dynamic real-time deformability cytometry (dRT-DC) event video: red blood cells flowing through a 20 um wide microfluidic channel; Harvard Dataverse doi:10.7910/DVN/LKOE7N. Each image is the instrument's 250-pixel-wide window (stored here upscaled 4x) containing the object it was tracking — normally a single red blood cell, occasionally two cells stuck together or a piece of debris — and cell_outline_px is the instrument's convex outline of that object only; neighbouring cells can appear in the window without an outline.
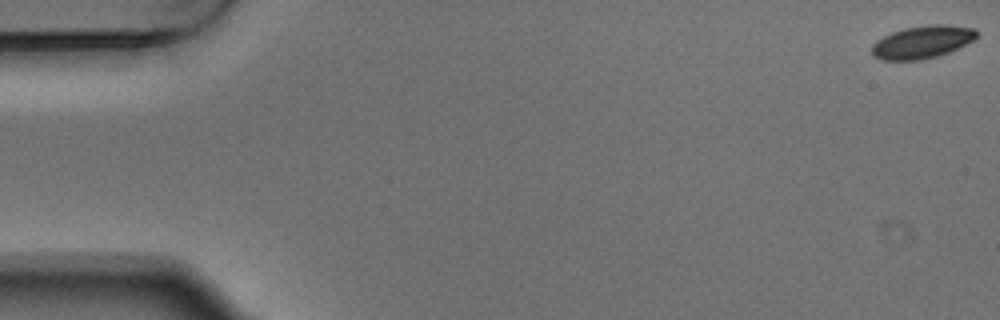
{"species": "Egyptian fruit bat (a non-hibernating species)", "species_latin": "Rousettus aegyptiacus", "temperature_condition": "warm", "stored_images_in_passage": 8, "camera_frame_rate_fps": 3000, "um_per_image_px": 0.085, "animal": {"sex": "male"}, "frame": {"image": 1, "passage_image": 1, "time_ms": 0.0, "image_size_px": [1000, 320], "cell_outline_px": [[980, 32], [972, 40], [948, 52], [936, 56], [920, 60], [880, 60], [872, 56], [872, 44], [876, 40], [892, 32], [904, 28], [932, 24], [944, 24], [976, 28]], "centroid_in_image_um": [78.37, 3.56], "position_along_channel_um": 6.6, "area_um2": 19.94}}
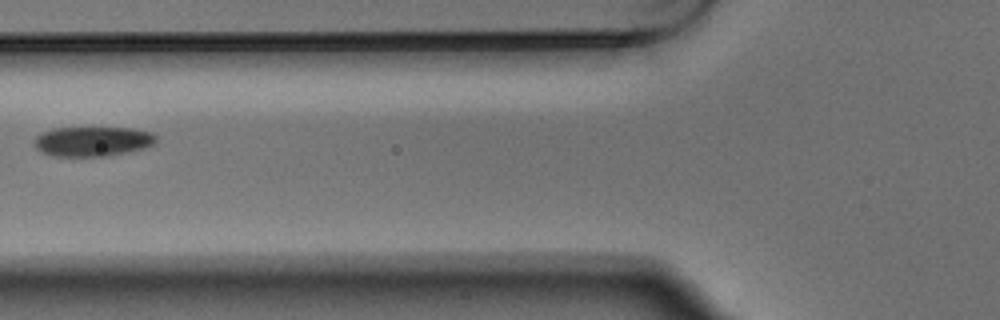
{"frame": {"image": 2, "passage_image": 7, "time_ms": 2.0, "image_size_px": [1000, 320], "cell_outline_px": [[156, 140], [152, 144], [144, 148], [108, 156], [52, 156], [40, 152], [32, 144], [32, 140], [36, 136], [52, 128], [132, 128], [148, 132], [156, 136]], "centroid_in_image_um": [7.79, 12.02], "position_along_channel_um": 118.0, "area_um2": 21.1}}
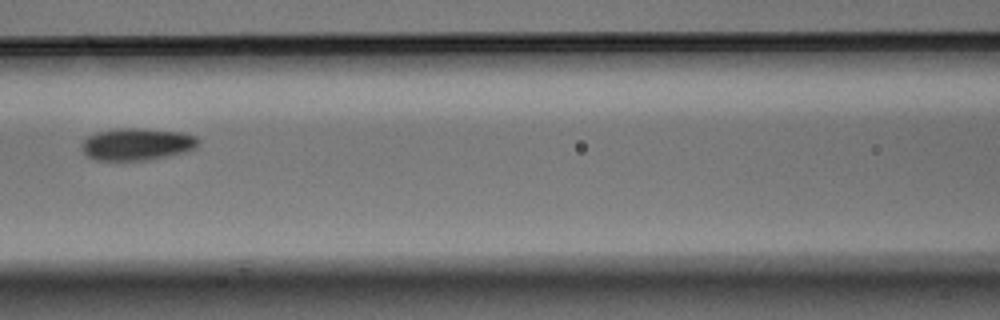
{"frame": {"image": 3, "passage_image": 8, "time_ms": 2.333, "image_size_px": [1000, 320], "cell_outline_px": [[200, 144], [196, 148], [184, 152], [168, 156], [148, 160], [96, 160], [88, 156], [80, 148], [80, 144], [88, 136], [96, 132], [116, 128], [140, 128], [184, 132], [196, 136], [200, 140]], "centroid_in_image_um": [11.66, 12.25], "position_along_channel_um": 154.9, "area_um2": 22.14}}